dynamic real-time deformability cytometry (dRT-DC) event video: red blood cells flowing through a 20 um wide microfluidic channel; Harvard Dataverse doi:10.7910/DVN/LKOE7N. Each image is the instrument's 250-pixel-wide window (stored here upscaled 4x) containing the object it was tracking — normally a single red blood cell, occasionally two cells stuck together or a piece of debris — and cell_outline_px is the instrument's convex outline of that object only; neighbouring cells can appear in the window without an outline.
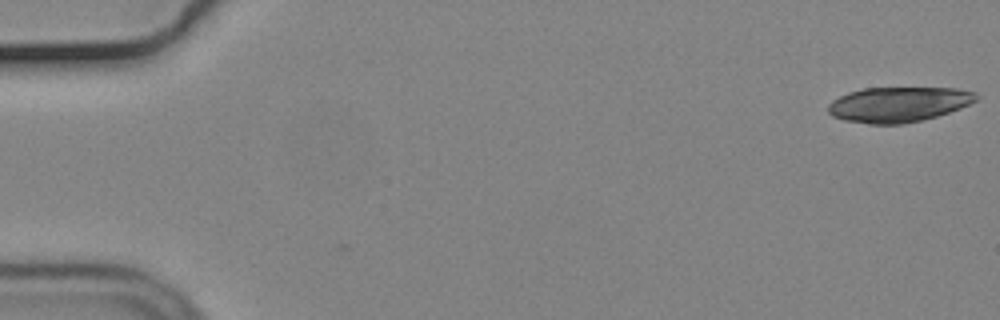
{"species": "common noctule bat (a hibernating species)", "species_latin": "Nyctalus noctula", "temperature_condition": "cold", "stored_images_in_passage": 23, "camera_frame_rate_fps": 3000, "um_per_image_px": 0.085, "animal": {"sex": "male", "body_mass_g": 19.2, "forearm_length_mm": 51.8}, "frame": {"image": 1, "passage_image": 1, "time_ms": 0.0, "image_size_px": [1000, 320], "cell_outline_px": [[980, 96], [976, 100], [960, 108], [936, 116], [904, 124], [868, 124], [844, 120], [832, 116], [828, 112], [828, 104], [832, 100], [848, 92], [864, 88], [956, 88], [976, 92]], "centroid_in_image_um": [76.35, 8.87], "position_along_channel_um": 8.6, "area_um2": 30.29}}